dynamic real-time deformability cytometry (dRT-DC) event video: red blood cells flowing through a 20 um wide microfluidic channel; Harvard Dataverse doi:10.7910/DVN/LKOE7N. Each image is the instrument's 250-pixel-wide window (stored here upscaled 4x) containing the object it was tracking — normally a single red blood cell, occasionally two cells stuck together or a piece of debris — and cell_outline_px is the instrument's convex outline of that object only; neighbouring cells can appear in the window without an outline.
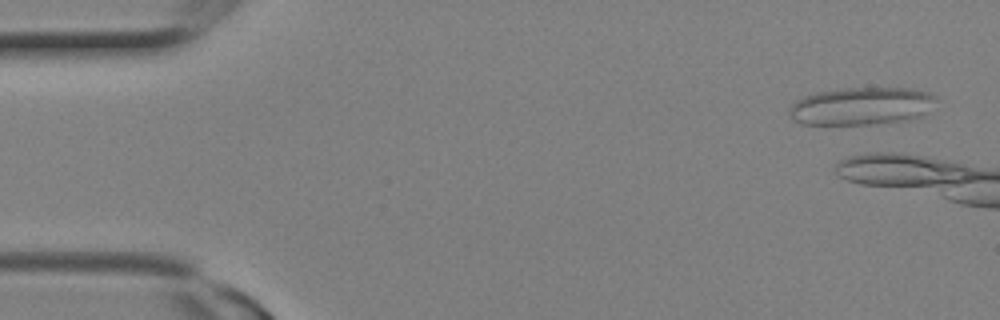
{"species": "Egyptian fruit bat (a non-hibernating species)", "species_latin": "Rousettus aegyptiacus", "temperature_condition": "room temperature", "stored_images_in_passage": 3, "camera_frame_rate_fps": 3000, "um_per_image_px": 0.085, "animal": {"sex": "female"}, "frame": {"image": 1, "passage_image": 1, "time_ms": 0.0, "image_size_px": [1000, 320], "cell_outline_px": [[936, 100], [924, 116], [904, 120], [872, 124], [800, 124], [792, 120], [788, 112], [792, 104], [796, 100], [804, 96], [816, 92], [840, 88], [908, 88], [928, 92], [936, 96]], "centroid_in_image_um": [73.2, 9.01], "position_along_channel_um": 11.8, "area_um2": 32.37}}